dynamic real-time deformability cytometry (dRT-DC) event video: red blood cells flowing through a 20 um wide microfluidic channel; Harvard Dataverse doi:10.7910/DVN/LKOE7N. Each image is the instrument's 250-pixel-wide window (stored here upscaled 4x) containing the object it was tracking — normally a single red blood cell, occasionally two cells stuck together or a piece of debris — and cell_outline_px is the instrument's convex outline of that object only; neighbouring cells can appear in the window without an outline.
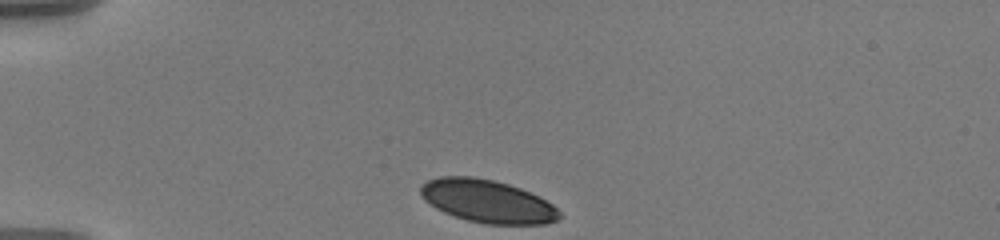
{"species": "human", "species_latin": "Homo sapiens", "temperature_condition": "warm", "stored_images_in_passage": 8, "camera_frame_rate_fps": 3000, "um_per_image_px": 0.085, "donor": {"sex": "male"}, "frame": {"image": 1, "passage_image": 1, "time_ms": 0.0, "image_size_px": [1000, 240], "cell_outline_px": [[560, 216], [556, 220], [548, 224], [488, 224], [468, 220], [444, 212], [436, 208], [424, 200], [420, 196], [420, 184], [428, 180], [440, 176], [472, 176], [492, 180], [508, 184], [520, 188], [552, 204], [560, 212]], "centroid_in_image_um": [41.38, 17.1], "position_along_channel_um": 43.6, "area_um2": 34.45}}
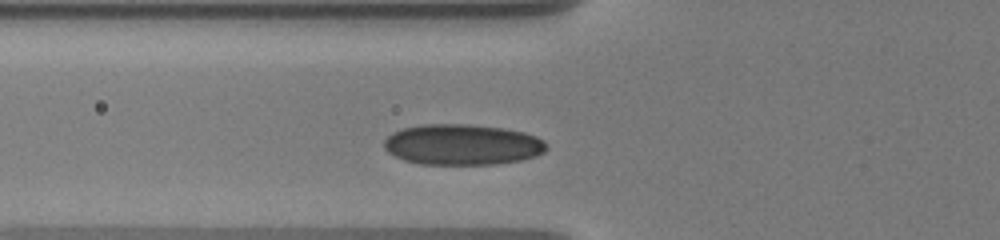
{"frame": {"image": 2, "passage_image": 5, "time_ms": 2.333, "image_size_px": [1000, 240], "cell_outline_px": [[548, 148], [544, 152], [536, 156], [520, 160], [496, 164], [420, 164], [404, 160], [388, 152], [384, 148], [384, 140], [392, 132], [404, 128], [424, 124], [468, 124], [504, 128], [524, 132], [536, 136], [544, 140]], "centroid_in_image_um": [39.31, 12.29], "position_along_channel_um": 86.5, "area_um2": 38.67}}
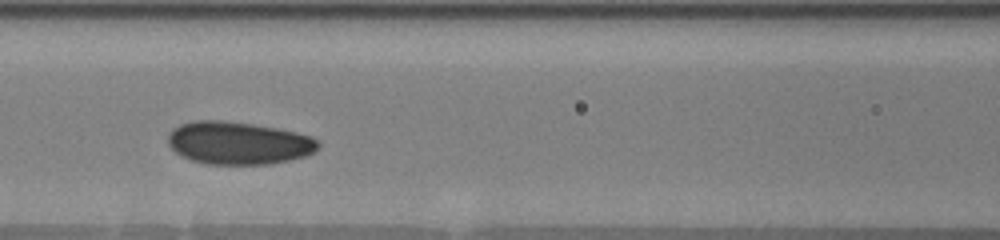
{"frame": {"image": 3, "passage_image": 7, "time_ms": 4.0, "image_size_px": [1000, 240], "cell_outline_px": [[320, 144], [312, 152], [304, 156], [292, 160], [268, 164], [208, 164], [192, 160], [176, 152], [168, 144], [168, 136], [172, 128], [180, 124], [192, 120], [224, 120], [252, 124], [276, 128], [296, 132], [312, 136]], "centroid_in_image_um": [20.25, 12.14], "position_along_channel_um": 146.4, "area_um2": 37.34}}